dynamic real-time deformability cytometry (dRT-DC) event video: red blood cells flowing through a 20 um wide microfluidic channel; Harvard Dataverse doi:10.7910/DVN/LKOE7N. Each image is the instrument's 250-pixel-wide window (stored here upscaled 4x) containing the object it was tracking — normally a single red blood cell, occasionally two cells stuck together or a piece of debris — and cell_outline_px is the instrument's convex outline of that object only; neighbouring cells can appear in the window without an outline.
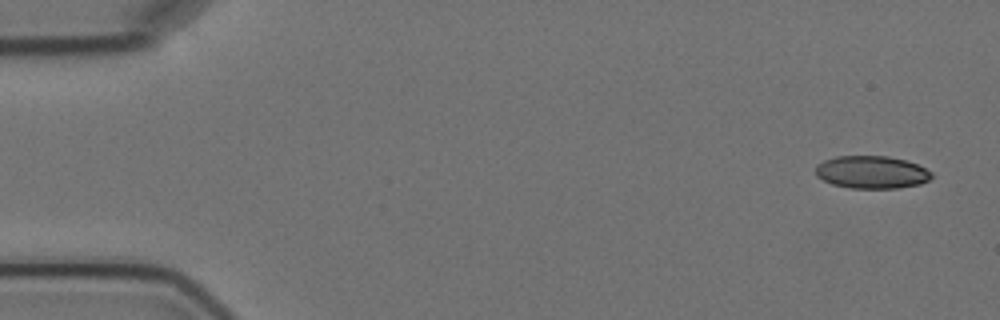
{"species": "Egyptian fruit bat (a non-hibernating species)", "species_latin": "Rousettus aegyptiacus", "temperature_condition": "cold", "stored_images_in_passage": 5, "camera_frame_rate_fps": 3000, "um_per_image_px": 0.085, "animal": {"sex": "female"}, "frame": {"image": 1, "passage_image": 1, "time_ms": 0.0, "image_size_px": [1000, 320], "cell_outline_px": [[932, 176], [928, 180], [920, 184], [896, 188], [852, 188], [832, 184], [816, 176], [816, 164], [824, 160], [836, 156], [888, 156], [904, 160], [916, 164], [932, 172]], "centroid_in_image_um": [74.07, 14.63], "position_along_channel_um": 10.9, "area_um2": 21.96}}
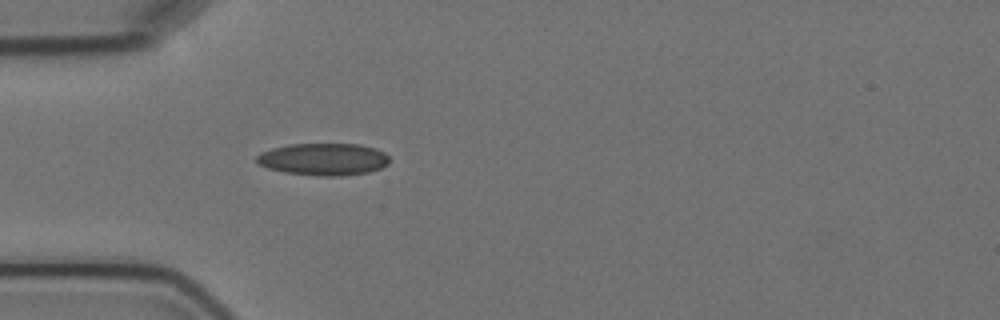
{"frame": {"image": 2, "passage_image": 5, "time_ms": 4.667, "image_size_px": [1000, 320], "cell_outline_px": [[388, 164], [380, 168], [368, 172], [340, 176], [320, 176], [284, 172], [268, 168], [260, 164], [256, 160], [256, 156], [260, 152], [272, 148], [288, 144], [360, 144], [376, 148], [384, 152], [388, 156]], "centroid_in_image_um": [27.49, 13.53], "position_along_channel_um": 57.5, "area_um2": 24.91}}